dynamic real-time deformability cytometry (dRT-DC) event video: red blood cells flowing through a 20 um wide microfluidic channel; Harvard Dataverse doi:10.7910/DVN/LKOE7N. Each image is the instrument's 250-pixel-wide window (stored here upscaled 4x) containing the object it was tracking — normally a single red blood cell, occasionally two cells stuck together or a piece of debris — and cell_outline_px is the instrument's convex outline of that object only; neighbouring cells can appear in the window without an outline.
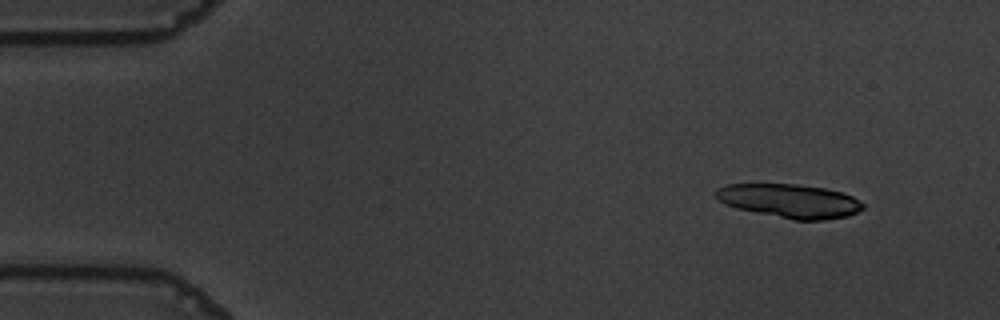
{"species": "common noctule bat (a hibernating species)", "species_latin": "Nyctalus noctula", "temperature_condition": "warm", "stored_images_in_passage": 50, "camera_frame_rate_fps": 3000, "um_per_image_px": 0.085, "animal": {"sex": "male", "body_mass_g": 19.5, "forearm_length_mm": 54.6}, "frame": {"image": 1, "passage_image": 1, "time_ms": 0.0, "image_size_px": [1000, 320], "cell_outline_px": [[864, 208], [848, 216], [824, 220], [796, 220], [736, 208], [724, 204], [716, 196], [716, 188], [728, 184], [792, 184], [824, 188], [840, 192], [852, 196], [860, 200], [864, 204]], "centroid_in_image_um": [67.13, 17.08], "position_along_channel_um": 17.9, "area_um2": 28.73}}
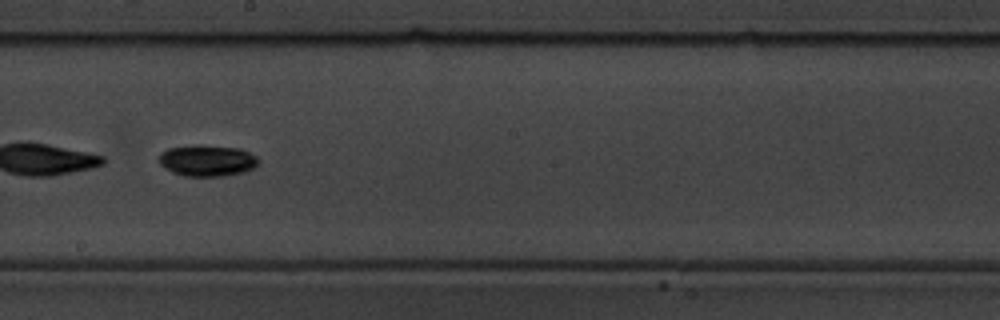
{"frame": {"image": 2, "passage_image": 27, "time_ms": 8.667, "image_size_px": [1000, 320], "cell_outline_px": [[260, 164], [244, 172], [224, 176], [184, 176], [172, 172], [164, 168], [160, 164], [160, 156], [168, 148], [200, 144], [240, 148], [256, 156], [260, 160]], "centroid_in_image_um": [17.65, 13.65], "position_along_channel_um": 230.5, "area_um2": 18.26}, "authors_computed_cell_mechanics": {"area_um2": 17.4556, "velocity_mm_per_s": 3.6536, "shape_relaxation_time_tau1_ms": 2.9517, "shape_relaxation_time_tau2_ms": null, "deformation_change_tau1": 0.128, "deformation_change_tau2": null}}